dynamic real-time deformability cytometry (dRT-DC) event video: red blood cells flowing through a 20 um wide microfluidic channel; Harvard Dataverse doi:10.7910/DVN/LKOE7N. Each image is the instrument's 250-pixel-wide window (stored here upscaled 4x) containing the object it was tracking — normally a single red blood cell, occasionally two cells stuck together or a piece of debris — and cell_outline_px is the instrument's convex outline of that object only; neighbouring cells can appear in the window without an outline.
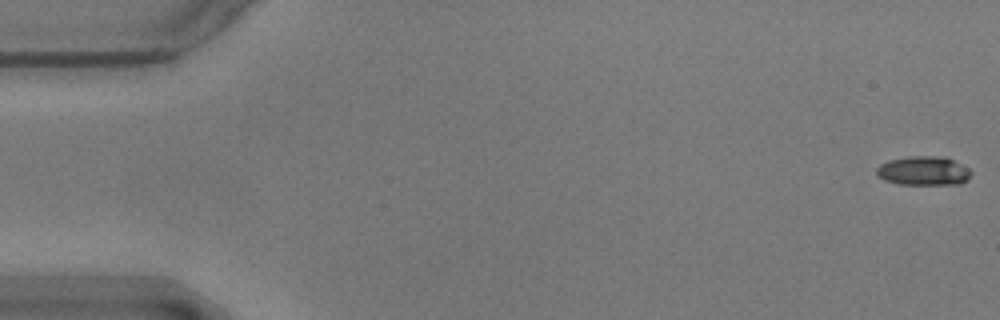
{"species": "common noctule bat (a hibernating species)", "species_latin": "Nyctalus noctula", "temperature_condition": "warm", "stored_images_in_passage": 57, "camera_frame_rate_fps": 3000, "um_per_image_px": 0.085, "animal": {"sex": "male", "body_mass_g": 17.9}, "frame": {"image": 1, "passage_image": 1, "time_ms": 0.0, "image_size_px": [1000, 320], "cell_outline_px": [[972, 172], [968, 180], [960, 184], [900, 184], [884, 180], [876, 176], [876, 168], [880, 164], [888, 160], [908, 156], [944, 156], [968, 168]], "centroid_in_image_um": [78.48, 14.52], "position_along_channel_um": 6.5, "area_um2": 16.13}}
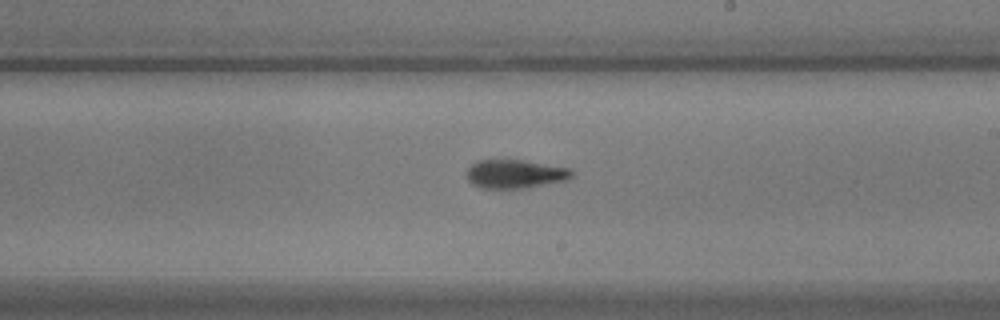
{"frame": {"image": 2, "passage_image": 33, "time_ms": 10.667, "image_size_px": [1000, 320], "cell_outline_px": [[572, 176], [568, 180], [524, 188], [484, 188], [472, 184], [464, 176], [468, 168], [476, 160], [524, 160], [572, 168]], "centroid_in_image_um": [43.78, 14.78], "position_along_channel_um": 245.2, "area_um2": 17.69}}
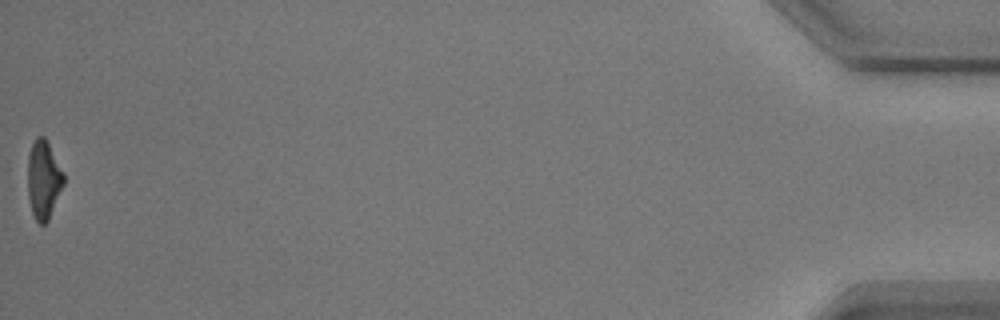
{"frame": {"image": 3, "passage_image": 57, "time_ms": 18.667, "image_size_px": [1000, 320], "cell_outline_px": [[64, 184], [48, 220], [44, 224], [40, 224], [36, 220], [32, 212], [28, 200], [28, 156], [32, 144], [36, 136], [44, 136], [64, 172]], "centroid_in_image_um": [3.7, 15.26], "position_along_channel_um": 431.5, "area_um2": 16.36}, "authors_computed_cell_mechanics": {"area_um2": 17.051, "velocity_mm_per_s": 3.5775, "shape_relaxation_time_tau1_ms": 2.9281, "shape_relaxation_time_tau2_ms": 4.5638, "deformation_change_tau1": 0.1799, "deformation_change_tau2": 0.1463}}